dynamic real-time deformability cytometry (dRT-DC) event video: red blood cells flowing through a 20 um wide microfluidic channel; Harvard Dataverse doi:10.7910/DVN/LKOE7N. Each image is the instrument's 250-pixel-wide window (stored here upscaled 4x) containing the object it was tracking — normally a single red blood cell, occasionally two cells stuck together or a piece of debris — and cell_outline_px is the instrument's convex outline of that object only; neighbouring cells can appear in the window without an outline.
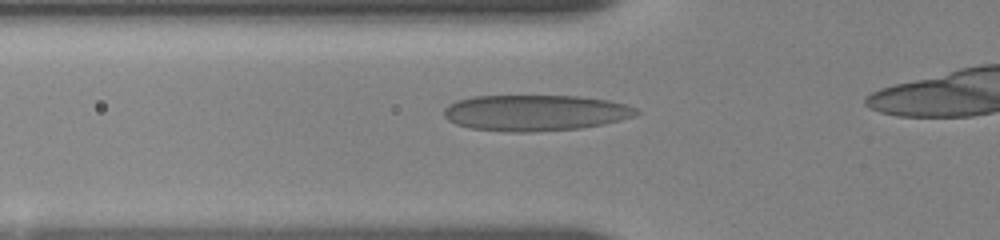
{"species": "human", "species_latin": "Homo sapiens", "temperature_condition": "room temperature", "stored_images_in_passage": 14, "camera_frame_rate_fps": 3000, "um_per_image_px": 0.085, "donor": {"sex": "female"}, "frame": {"image": 1, "passage_image": 12, "time_ms": 3.667, "image_size_px": [1000, 240], "cell_outline_px": [[640, 112], [636, 116], [604, 124], [580, 128], [528, 132], [512, 132], [468, 128], [456, 124], [448, 120], [444, 116], [444, 108], [448, 104], [472, 96], [580, 96], [608, 100], [624, 104], [636, 108]], "centroid_in_image_um": [45.5, 9.59], "position_along_channel_um": 80.3, "area_um2": 40.4}}